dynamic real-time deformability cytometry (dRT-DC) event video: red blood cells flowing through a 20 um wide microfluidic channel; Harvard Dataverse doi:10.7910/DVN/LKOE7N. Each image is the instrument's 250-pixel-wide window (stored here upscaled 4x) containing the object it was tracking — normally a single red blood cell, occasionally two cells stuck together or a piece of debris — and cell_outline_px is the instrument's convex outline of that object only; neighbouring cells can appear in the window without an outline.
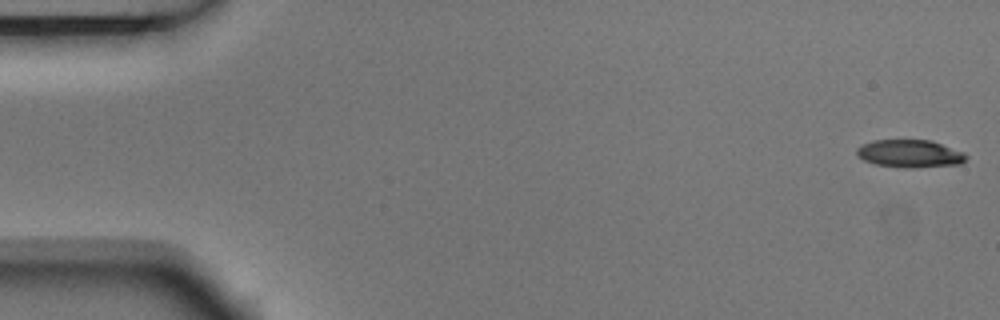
{"species": "Egyptian fruit bat (a non-hibernating species)", "species_latin": "Rousettus aegyptiacus", "temperature_condition": "room temperature", "stored_images_in_passage": 5, "segment_of_instrument_passage": [1, 2], "camera_frame_rate_fps": 3000, "um_per_image_px": 0.085, "animal": {"sex": "male"}, "frame": {"image": 1, "passage_image": 1, "time_ms": 0.0, "image_size_px": [1000, 320], "cell_outline_px": [[968, 156], [960, 164], [912, 168], [904, 168], [876, 164], [864, 160], [856, 156], [856, 148], [860, 144], [872, 140], [932, 140], [964, 152]], "centroid_in_image_um": [77.31, 13.05], "position_along_channel_um": 7.7, "area_um2": 17.86}}
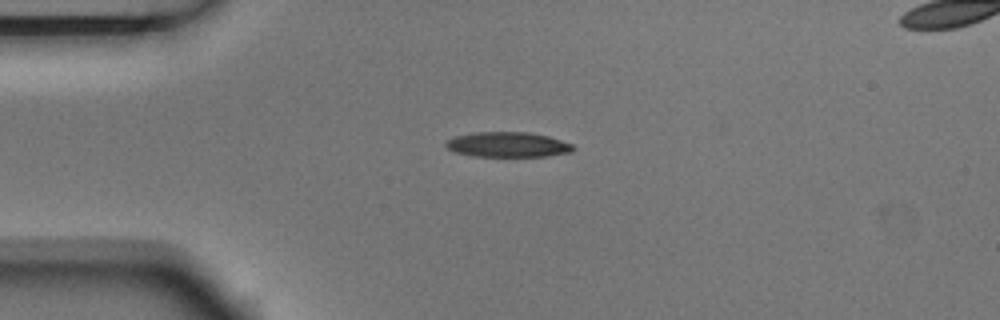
{"frame": {"image": 2, "passage_image": 4, "time_ms": 1.0, "image_size_px": [1000, 320], "cell_outline_px": [[576, 148], [572, 152], [544, 156], [476, 156], [456, 152], [448, 148], [444, 144], [448, 140], [456, 136], [476, 132], [528, 132], [548, 136], [572, 144]], "centroid_in_image_um": [43.19, 12.29], "position_along_channel_um": 41.8, "area_um2": 18.38}}